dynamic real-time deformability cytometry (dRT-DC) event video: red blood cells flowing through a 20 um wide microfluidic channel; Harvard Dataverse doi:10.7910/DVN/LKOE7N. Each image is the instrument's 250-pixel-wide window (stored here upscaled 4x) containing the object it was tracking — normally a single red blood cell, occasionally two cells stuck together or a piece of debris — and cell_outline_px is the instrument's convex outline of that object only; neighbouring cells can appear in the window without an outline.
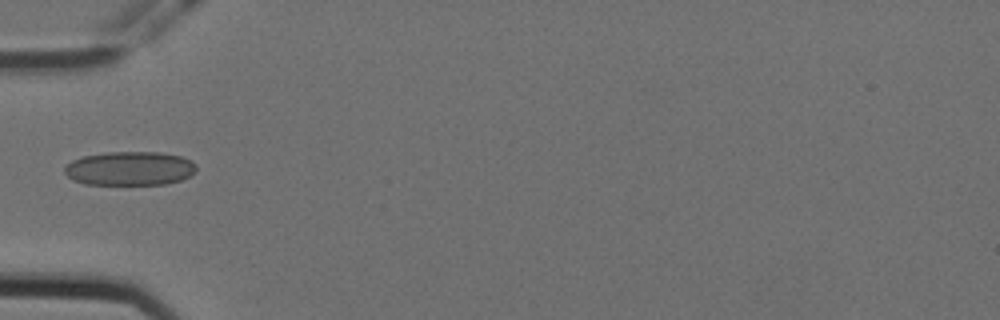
{"species": "Egyptian fruit bat (a non-hibernating species)", "species_latin": "Rousettus aegyptiacus", "temperature_condition": "cold", "stored_images_in_passage": 35, "camera_frame_rate_fps": 3000, "um_per_image_px": 0.085, "animal": {"sex": "female"}, "frame": {"image": 1, "passage_image": 1, "time_ms": 0.0, "image_size_px": [1000, 320], "cell_outline_px": [[196, 172], [180, 180], [164, 184], [84, 184], [72, 180], [64, 172], [64, 168], [72, 160], [80, 156], [108, 152], [160, 152], [180, 156], [192, 160], [196, 164]], "centroid_in_image_um": [11.02, 14.31], "position_along_channel_um": 74.0, "area_um2": 26.18}}
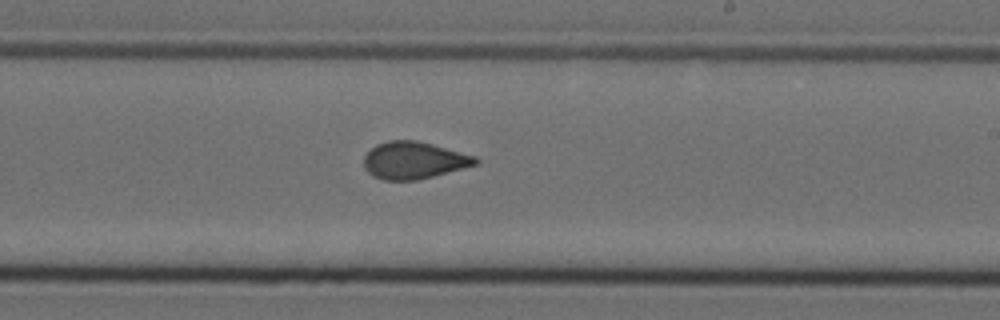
{"frame": {"image": 2, "passage_image": 16, "time_ms": 5.0, "image_size_px": [1000, 320], "cell_outline_px": [[480, 164], [416, 180], [384, 180], [372, 176], [364, 168], [364, 156], [376, 144], [388, 140], [416, 140], [432, 144], [476, 156], [480, 160]], "centroid_in_image_um": [35.19, 13.62], "position_along_channel_um": 253.8, "area_um2": 24.22}}
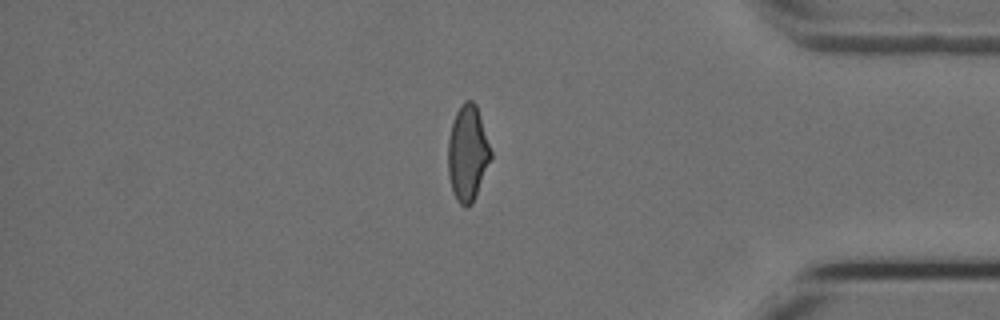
{"frame": {"image": 3, "passage_image": 30, "time_ms": 9.667, "image_size_px": [1000, 320], "cell_outline_px": [[492, 156], [476, 196], [472, 204], [468, 208], [464, 208], [456, 200], [452, 192], [448, 176], [448, 140], [452, 120], [460, 104], [464, 100], [472, 100], [476, 104], [492, 152]], "centroid_in_image_um": [39.73, 13.04], "position_along_channel_um": 395.5, "area_um2": 24.16}}